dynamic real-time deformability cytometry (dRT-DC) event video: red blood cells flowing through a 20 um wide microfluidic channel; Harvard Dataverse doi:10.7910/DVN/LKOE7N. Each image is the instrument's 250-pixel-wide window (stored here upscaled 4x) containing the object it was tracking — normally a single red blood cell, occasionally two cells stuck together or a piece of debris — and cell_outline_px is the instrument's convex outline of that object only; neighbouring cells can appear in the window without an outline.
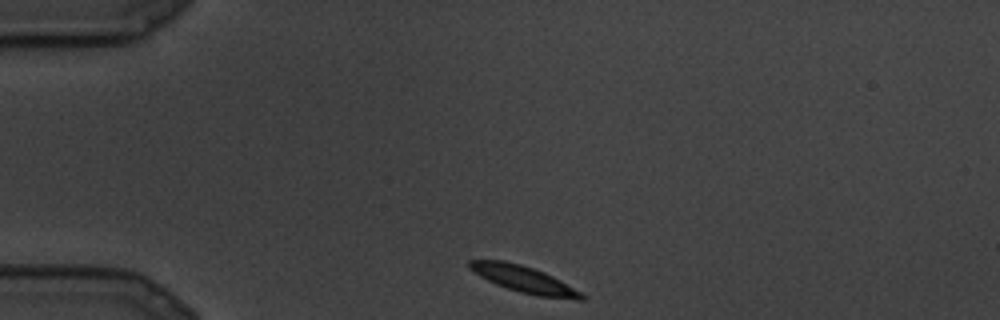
{"species": "common noctule bat (a hibernating species)", "species_latin": "Nyctalus noctula", "temperature_condition": "cold", "stored_images_in_passage": 5, "camera_frame_rate_fps": 3000, "um_per_image_px": 0.085, "animal": {"sex": "male", "body_mass_g": 19.5, "forearm_length_mm": 54.6}, "frame": {"image": 1, "passage_image": 1, "time_ms": 0.0, "image_size_px": [1000, 320], "cell_outline_px": [[588, 296], [584, 300], [576, 300], [536, 296], [520, 292], [496, 284], [480, 276], [468, 268], [468, 260], [504, 260], [520, 264], [544, 272], [560, 280]], "centroid_in_image_um": [44.57, 23.75], "position_along_channel_um": 40.4, "area_um2": 17.4}}
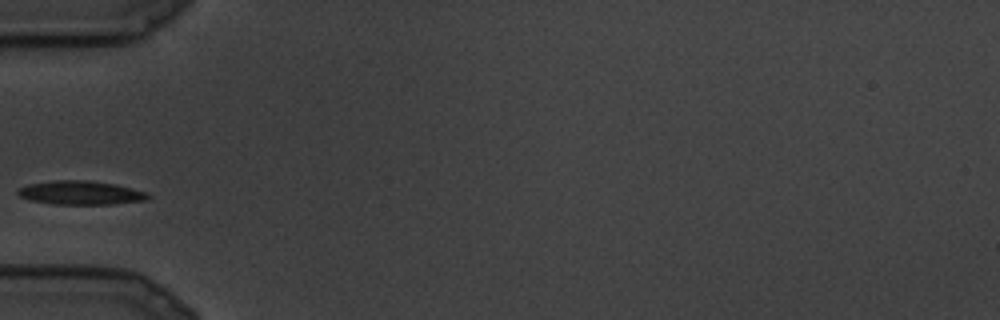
{"frame": {"image": 2, "passage_image": 4, "time_ms": 1.0, "image_size_px": [1000, 320], "cell_outline_px": [[148, 200], [112, 204], [56, 204], [28, 200], [20, 196], [16, 192], [20, 188], [28, 184], [52, 180], [88, 180], [116, 184], [148, 192]], "centroid_in_image_um": [6.86, 16.38], "position_along_channel_um": 78.1, "area_um2": 18.09}}